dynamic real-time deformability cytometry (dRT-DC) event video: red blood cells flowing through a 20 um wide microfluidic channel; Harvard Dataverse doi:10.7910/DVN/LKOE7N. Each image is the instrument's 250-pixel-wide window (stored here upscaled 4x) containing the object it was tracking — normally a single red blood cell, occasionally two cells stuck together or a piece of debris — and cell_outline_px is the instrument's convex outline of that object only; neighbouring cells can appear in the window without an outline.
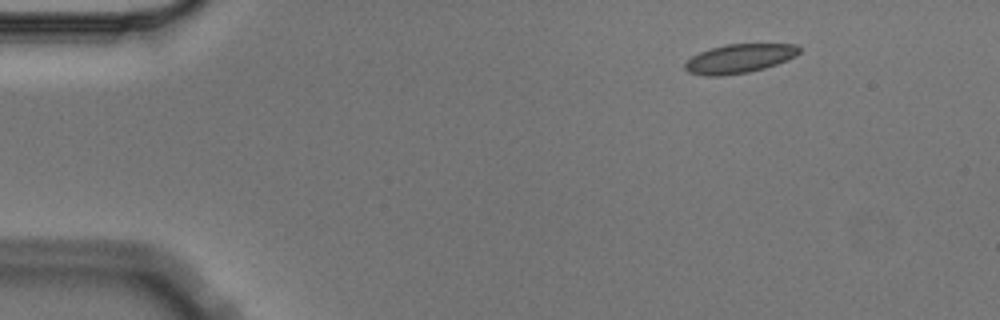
{"species": "Egyptian fruit bat (a non-hibernating species)", "species_latin": "Rousettus aegyptiacus", "temperature_condition": "cold", "stored_images_in_passage": 3, "camera_frame_rate_fps": 3000, "um_per_image_px": 0.085, "animal": {"sex": "male"}, "frame": {"image": 1, "passage_image": 1, "time_ms": 0.0, "image_size_px": [1000, 320], "cell_outline_px": [[800, 52], [796, 56], [788, 60], [764, 68], [748, 72], [720, 76], [704, 76], [688, 72], [684, 68], [684, 64], [692, 56], [700, 52], [724, 44], [796, 44], [800, 48]], "centroid_in_image_um": [62.84, 4.98], "position_along_channel_um": 22.2, "area_um2": 19.31}}
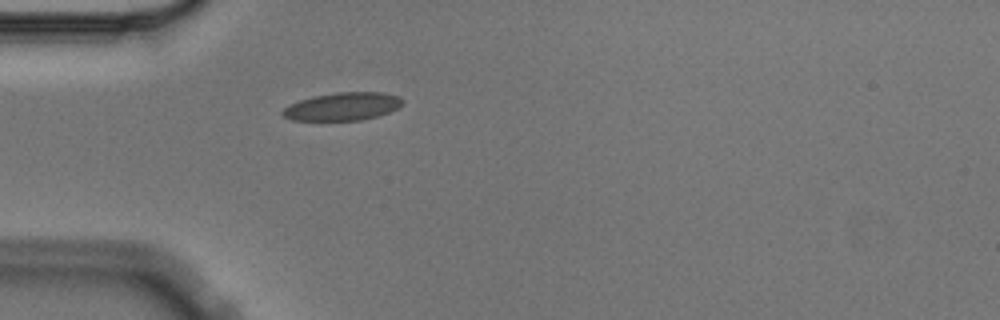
{"frame": {"image": 2, "passage_image": 3, "time_ms": 0.667, "image_size_px": [1000, 320], "cell_outline_px": [[404, 104], [388, 112], [376, 116], [360, 120], [292, 120], [284, 116], [280, 112], [288, 104], [312, 96], [336, 92], [384, 92], [400, 96], [404, 100]], "centroid_in_image_um": [29.13, 9.03], "position_along_channel_um": 55.9, "area_um2": 19.59}}